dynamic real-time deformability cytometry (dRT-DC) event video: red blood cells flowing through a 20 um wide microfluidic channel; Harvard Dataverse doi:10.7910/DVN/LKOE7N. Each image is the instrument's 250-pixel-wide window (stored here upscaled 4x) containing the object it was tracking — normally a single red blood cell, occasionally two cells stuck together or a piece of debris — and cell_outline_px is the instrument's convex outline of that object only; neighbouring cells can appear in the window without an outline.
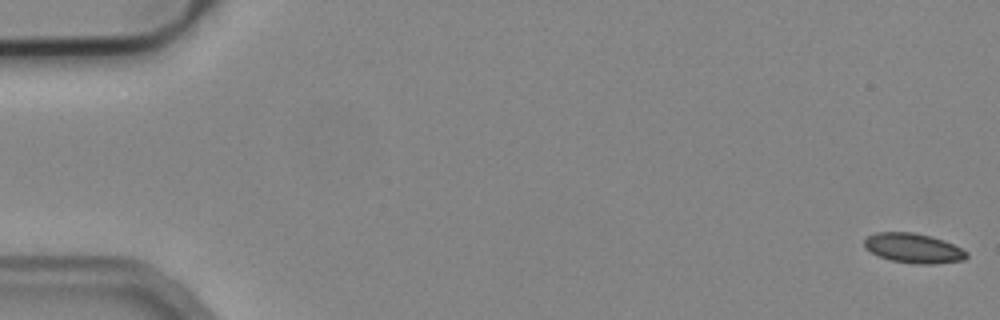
{"species": "common noctule bat (a hibernating species)", "species_latin": "Nyctalus noctula", "temperature_condition": "cold", "stored_images_in_passage": 12, "camera_frame_rate_fps": 3000, "um_per_image_px": 0.085, "animal": {"sex": "male", "body_mass_g": 19.2, "forearm_length_mm": 51.8}, "frame": {"image": 1, "passage_image": 1, "time_ms": 0.0, "image_size_px": [1000, 320], "cell_outline_px": [[968, 256], [964, 260], [936, 264], [916, 264], [892, 260], [880, 256], [864, 248], [864, 240], [868, 236], [876, 232], [912, 232], [944, 240], [968, 252]], "centroid_in_image_um": [77.65, 21.1], "position_along_channel_um": 7.4, "area_um2": 17.57}}